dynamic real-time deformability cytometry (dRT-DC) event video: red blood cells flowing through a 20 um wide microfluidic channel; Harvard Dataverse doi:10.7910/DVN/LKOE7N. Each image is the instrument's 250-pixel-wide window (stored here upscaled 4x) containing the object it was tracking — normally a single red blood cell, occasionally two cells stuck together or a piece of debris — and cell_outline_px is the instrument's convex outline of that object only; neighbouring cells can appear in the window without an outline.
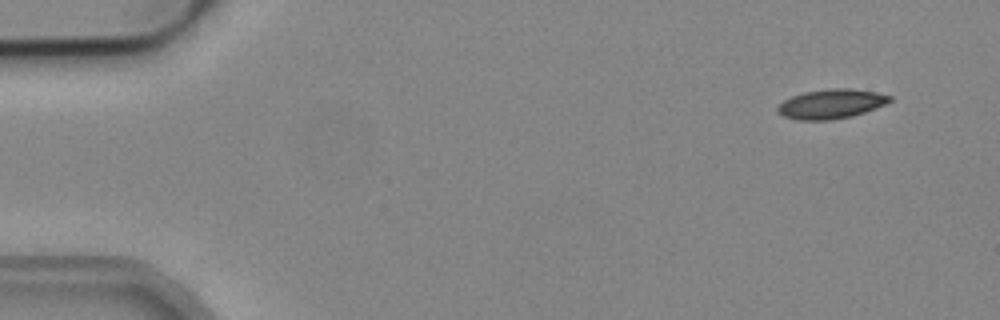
{"species": "common noctule bat (a hibernating species)", "species_latin": "Nyctalus noctula", "temperature_condition": "cold", "stored_images_in_passage": 6, "camera_frame_rate_fps": 3000, "um_per_image_px": 0.085, "animal": {"sex": "male", "body_mass_g": 19.2, "forearm_length_mm": 51.8}, "frame": {"image": 1, "passage_image": 1, "time_ms": 0.0, "image_size_px": [1000, 320], "cell_outline_px": [[892, 100], [876, 108], [852, 116], [832, 120], [800, 120], [784, 116], [776, 108], [784, 100], [792, 96], [804, 92], [828, 88], [852, 88], [876, 92], [892, 96]], "centroid_in_image_um": [70.67, 8.82], "position_along_channel_um": 14.3, "area_um2": 19.19}}
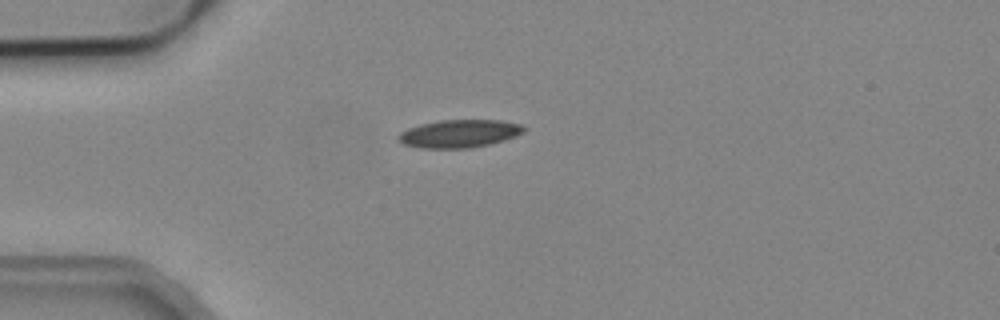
{"frame": {"image": 2, "passage_image": 4, "time_ms": 1.0, "image_size_px": [1000, 320], "cell_outline_px": [[524, 132], [516, 136], [504, 140], [488, 144], [468, 148], [424, 148], [404, 144], [396, 136], [400, 132], [408, 128], [440, 120], [500, 120], [520, 124], [524, 128]], "centroid_in_image_um": [39.05, 11.35], "position_along_channel_um": 46.0, "area_um2": 20.11}}
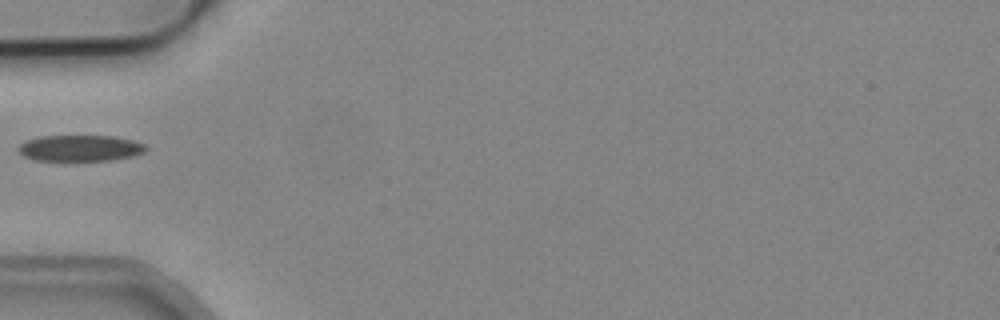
{"frame": {"image": 3, "passage_image": 5, "time_ms": 1.333, "image_size_px": [1000, 320], "cell_outline_px": [[148, 148], [144, 152], [132, 156], [108, 160], [36, 160], [24, 156], [16, 152], [16, 148], [24, 140], [40, 136], [112, 136], [132, 140], [144, 144]], "centroid_in_image_um": [6.75, 12.58], "position_along_channel_um": 78.3, "area_um2": 19.42}}